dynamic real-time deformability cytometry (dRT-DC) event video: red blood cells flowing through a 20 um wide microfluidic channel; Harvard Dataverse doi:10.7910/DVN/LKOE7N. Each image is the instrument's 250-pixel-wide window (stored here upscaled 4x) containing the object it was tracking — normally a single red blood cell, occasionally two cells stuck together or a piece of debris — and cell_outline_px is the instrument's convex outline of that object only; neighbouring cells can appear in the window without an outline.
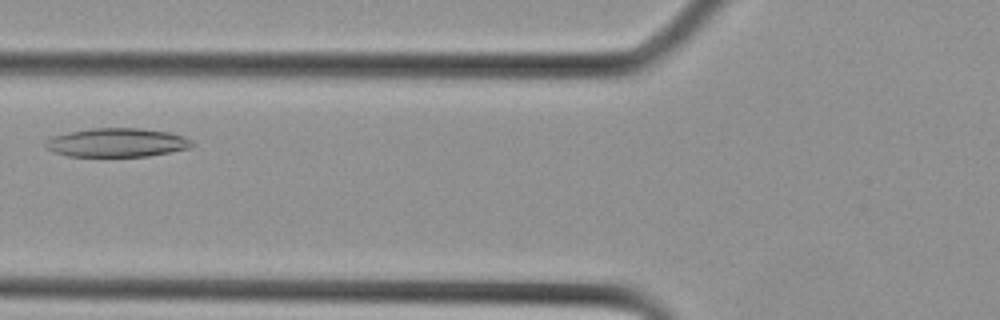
{"species": "Egyptian fruit bat (a non-hibernating species)", "species_latin": "Rousettus aegyptiacus", "temperature_condition": "cold", "stored_images_in_passage": 6, "camera_frame_rate_fps": 3000, "um_per_image_px": 0.085, "animal": {"sex": "female"}, "frame": {"image": 1, "passage_image": 5, "time_ms": 1.333, "image_size_px": [1000, 320], "cell_outline_px": [[196, 144], [192, 148], [148, 156], [68, 156], [56, 152], [48, 148], [44, 144], [44, 140], [52, 136], [92, 128], [140, 128], [168, 132], [184, 136], [192, 140]], "centroid_in_image_um": [10.0, 12.12], "position_along_channel_um": 115.8, "area_um2": 24.57}}